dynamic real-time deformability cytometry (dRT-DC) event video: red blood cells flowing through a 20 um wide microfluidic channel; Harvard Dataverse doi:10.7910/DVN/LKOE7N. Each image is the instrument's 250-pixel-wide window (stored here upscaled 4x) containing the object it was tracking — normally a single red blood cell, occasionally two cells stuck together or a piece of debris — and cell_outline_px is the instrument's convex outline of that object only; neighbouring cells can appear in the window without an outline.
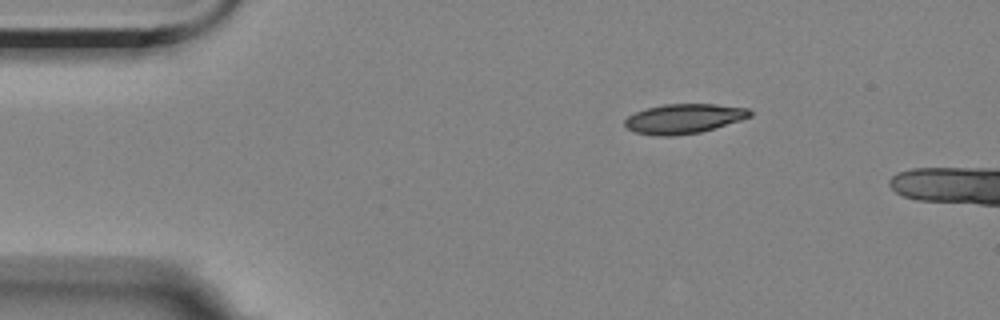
{"species": "Egyptian fruit bat (a non-hibernating species)", "species_latin": "Rousettus aegyptiacus", "temperature_condition": "room temperature", "stored_images_in_passage": 3, "camera_frame_rate_fps": 3000, "um_per_image_px": 0.085, "animal": {"sex": "female"}, "frame": {"image": 1, "passage_image": 1, "time_ms": 0.0, "image_size_px": [1000, 320], "cell_outline_px": [[752, 116], [740, 120], [700, 132], [672, 136], [656, 136], [632, 132], [624, 124], [624, 120], [628, 116], [636, 112], [648, 108], [664, 104], [716, 104], [748, 108], [752, 112]], "centroid_in_image_um": [58.11, 10.09], "position_along_channel_um": 26.9, "area_um2": 21.56}}